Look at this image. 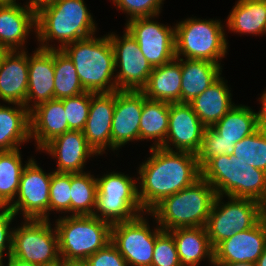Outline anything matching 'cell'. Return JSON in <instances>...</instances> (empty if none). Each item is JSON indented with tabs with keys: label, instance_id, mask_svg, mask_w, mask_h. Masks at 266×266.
Listing matches in <instances>:
<instances>
[{
	"label": "cell",
	"instance_id": "obj_30",
	"mask_svg": "<svg viewBox=\"0 0 266 266\" xmlns=\"http://www.w3.org/2000/svg\"><path fill=\"white\" fill-rule=\"evenodd\" d=\"M227 27L240 34L264 35L266 0H238L227 17Z\"/></svg>",
	"mask_w": 266,
	"mask_h": 266
},
{
	"label": "cell",
	"instance_id": "obj_40",
	"mask_svg": "<svg viewBox=\"0 0 266 266\" xmlns=\"http://www.w3.org/2000/svg\"><path fill=\"white\" fill-rule=\"evenodd\" d=\"M83 264L85 266H128L124 257L111 242L89 256Z\"/></svg>",
	"mask_w": 266,
	"mask_h": 266
},
{
	"label": "cell",
	"instance_id": "obj_10",
	"mask_svg": "<svg viewBox=\"0 0 266 266\" xmlns=\"http://www.w3.org/2000/svg\"><path fill=\"white\" fill-rule=\"evenodd\" d=\"M13 228L11 256L40 266H59L62 261L56 228L50 220L23 219Z\"/></svg>",
	"mask_w": 266,
	"mask_h": 266
},
{
	"label": "cell",
	"instance_id": "obj_12",
	"mask_svg": "<svg viewBox=\"0 0 266 266\" xmlns=\"http://www.w3.org/2000/svg\"><path fill=\"white\" fill-rule=\"evenodd\" d=\"M163 232L160 226L152 231L144 215L111 226V243L124 257L128 266H151L156 238Z\"/></svg>",
	"mask_w": 266,
	"mask_h": 266
},
{
	"label": "cell",
	"instance_id": "obj_47",
	"mask_svg": "<svg viewBox=\"0 0 266 266\" xmlns=\"http://www.w3.org/2000/svg\"><path fill=\"white\" fill-rule=\"evenodd\" d=\"M52 0H29V4L34 7L35 9H37L39 6L47 3V2H50Z\"/></svg>",
	"mask_w": 266,
	"mask_h": 266
},
{
	"label": "cell",
	"instance_id": "obj_35",
	"mask_svg": "<svg viewBox=\"0 0 266 266\" xmlns=\"http://www.w3.org/2000/svg\"><path fill=\"white\" fill-rule=\"evenodd\" d=\"M233 155L254 168L266 172V129L260 126L254 133L234 145Z\"/></svg>",
	"mask_w": 266,
	"mask_h": 266
},
{
	"label": "cell",
	"instance_id": "obj_15",
	"mask_svg": "<svg viewBox=\"0 0 266 266\" xmlns=\"http://www.w3.org/2000/svg\"><path fill=\"white\" fill-rule=\"evenodd\" d=\"M155 17L127 21L126 30L139 44L140 51L152 67L167 64L176 58L175 27L153 21Z\"/></svg>",
	"mask_w": 266,
	"mask_h": 266
},
{
	"label": "cell",
	"instance_id": "obj_24",
	"mask_svg": "<svg viewBox=\"0 0 266 266\" xmlns=\"http://www.w3.org/2000/svg\"><path fill=\"white\" fill-rule=\"evenodd\" d=\"M68 131L71 130L61 99H51L30 110V136L35 139L38 150Z\"/></svg>",
	"mask_w": 266,
	"mask_h": 266
},
{
	"label": "cell",
	"instance_id": "obj_6",
	"mask_svg": "<svg viewBox=\"0 0 266 266\" xmlns=\"http://www.w3.org/2000/svg\"><path fill=\"white\" fill-rule=\"evenodd\" d=\"M64 263H83L111 242V224L93 215H67L55 222Z\"/></svg>",
	"mask_w": 266,
	"mask_h": 266
},
{
	"label": "cell",
	"instance_id": "obj_2",
	"mask_svg": "<svg viewBox=\"0 0 266 266\" xmlns=\"http://www.w3.org/2000/svg\"><path fill=\"white\" fill-rule=\"evenodd\" d=\"M84 0H52L36 9V37L41 49H56L49 41L65 45L89 38L97 27Z\"/></svg>",
	"mask_w": 266,
	"mask_h": 266
},
{
	"label": "cell",
	"instance_id": "obj_42",
	"mask_svg": "<svg viewBox=\"0 0 266 266\" xmlns=\"http://www.w3.org/2000/svg\"><path fill=\"white\" fill-rule=\"evenodd\" d=\"M8 263L6 266H40L35 263H30L28 261L20 260L16 257H13L11 255L8 256ZM0 266H5V264L2 262Z\"/></svg>",
	"mask_w": 266,
	"mask_h": 266
},
{
	"label": "cell",
	"instance_id": "obj_3",
	"mask_svg": "<svg viewBox=\"0 0 266 266\" xmlns=\"http://www.w3.org/2000/svg\"><path fill=\"white\" fill-rule=\"evenodd\" d=\"M217 194L200 177L192 185L165 197L148 215L154 216L163 231L180 227H205Z\"/></svg>",
	"mask_w": 266,
	"mask_h": 266
},
{
	"label": "cell",
	"instance_id": "obj_44",
	"mask_svg": "<svg viewBox=\"0 0 266 266\" xmlns=\"http://www.w3.org/2000/svg\"><path fill=\"white\" fill-rule=\"evenodd\" d=\"M7 212H12L10 204L0 195V214Z\"/></svg>",
	"mask_w": 266,
	"mask_h": 266
},
{
	"label": "cell",
	"instance_id": "obj_18",
	"mask_svg": "<svg viewBox=\"0 0 266 266\" xmlns=\"http://www.w3.org/2000/svg\"><path fill=\"white\" fill-rule=\"evenodd\" d=\"M266 247V226L260 219L252 228L234 233L214 248V263H256Z\"/></svg>",
	"mask_w": 266,
	"mask_h": 266
},
{
	"label": "cell",
	"instance_id": "obj_49",
	"mask_svg": "<svg viewBox=\"0 0 266 266\" xmlns=\"http://www.w3.org/2000/svg\"><path fill=\"white\" fill-rule=\"evenodd\" d=\"M261 219L266 226V203L262 204Z\"/></svg>",
	"mask_w": 266,
	"mask_h": 266
},
{
	"label": "cell",
	"instance_id": "obj_29",
	"mask_svg": "<svg viewBox=\"0 0 266 266\" xmlns=\"http://www.w3.org/2000/svg\"><path fill=\"white\" fill-rule=\"evenodd\" d=\"M12 105L0 104V151L18 149L23 142L31 139L30 110L24 105Z\"/></svg>",
	"mask_w": 266,
	"mask_h": 266
},
{
	"label": "cell",
	"instance_id": "obj_1",
	"mask_svg": "<svg viewBox=\"0 0 266 266\" xmlns=\"http://www.w3.org/2000/svg\"><path fill=\"white\" fill-rule=\"evenodd\" d=\"M151 156L138 167L139 201L150 212L165 197L192 185L201 177L195 154L150 147Z\"/></svg>",
	"mask_w": 266,
	"mask_h": 266
},
{
	"label": "cell",
	"instance_id": "obj_25",
	"mask_svg": "<svg viewBox=\"0 0 266 266\" xmlns=\"http://www.w3.org/2000/svg\"><path fill=\"white\" fill-rule=\"evenodd\" d=\"M181 58L153 67L147 84L141 89L146 98L167 103H181Z\"/></svg>",
	"mask_w": 266,
	"mask_h": 266
},
{
	"label": "cell",
	"instance_id": "obj_20",
	"mask_svg": "<svg viewBox=\"0 0 266 266\" xmlns=\"http://www.w3.org/2000/svg\"><path fill=\"white\" fill-rule=\"evenodd\" d=\"M115 108V92H91V105L83 134L97 156L111 148V126Z\"/></svg>",
	"mask_w": 266,
	"mask_h": 266
},
{
	"label": "cell",
	"instance_id": "obj_27",
	"mask_svg": "<svg viewBox=\"0 0 266 266\" xmlns=\"http://www.w3.org/2000/svg\"><path fill=\"white\" fill-rule=\"evenodd\" d=\"M226 83L223 77L220 76L203 93L189 103L206 127H212L235 106L234 103L232 104V98H230L232 96L231 90H229Z\"/></svg>",
	"mask_w": 266,
	"mask_h": 266
},
{
	"label": "cell",
	"instance_id": "obj_19",
	"mask_svg": "<svg viewBox=\"0 0 266 266\" xmlns=\"http://www.w3.org/2000/svg\"><path fill=\"white\" fill-rule=\"evenodd\" d=\"M47 152L57 160V173H81L86 159L96 156L88 145L83 131H68L47 143L41 151Z\"/></svg>",
	"mask_w": 266,
	"mask_h": 266
},
{
	"label": "cell",
	"instance_id": "obj_41",
	"mask_svg": "<svg viewBox=\"0 0 266 266\" xmlns=\"http://www.w3.org/2000/svg\"><path fill=\"white\" fill-rule=\"evenodd\" d=\"M15 216L13 212L0 214V264L4 261V251L7 250L5 253L8 256L11 254L13 230H11L10 224Z\"/></svg>",
	"mask_w": 266,
	"mask_h": 266
},
{
	"label": "cell",
	"instance_id": "obj_36",
	"mask_svg": "<svg viewBox=\"0 0 266 266\" xmlns=\"http://www.w3.org/2000/svg\"><path fill=\"white\" fill-rule=\"evenodd\" d=\"M71 213V173H52L49 212Z\"/></svg>",
	"mask_w": 266,
	"mask_h": 266
},
{
	"label": "cell",
	"instance_id": "obj_28",
	"mask_svg": "<svg viewBox=\"0 0 266 266\" xmlns=\"http://www.w3.org/2000/svg\"><path fill=\"white\" fill-rule=\"evenodd\" d=\"M221 67L208 60L181 58V103H190L211 86L221 76Z\"/></svg>",
	"mask_w": 266,
	"mask_h": 266
},
{
	"label": "cell",
	"instance_id": "obj_34",
	"mask_svg": "<svg viewBox=\"0 0 266 266\" xmlns=\"http://www.w3.org/2000/svg\"><path fill=\"white\" fill-rule=\"evenodd\" d=\"M20 148L0 151V195L11 204L18 192L22 172L33 159L23 166Z\"/></svg>",
	"mask_w": 266,
	"mask_h": 266
},
{
	"label": "cell",
	"instance_id": "obj_51",
	"mask_svg": "<svg viewBox=\"0 0 266 266\" xmlns=\"http://www.w3.org/2000/svg\"><path fill=\"white\" fill-rule=\"evenodd\" d=\"M16 0H0V5L2 4H16Z\"/></svg>",
	"mask_w": 266,
	"mask_h": 266
},
{
	"label": "cell",
	"instance_id": "obj_16",
	"mask_svg": "<svg viewBox=\"0 0 266 266\" xmlns=\"http://www.w3.org/2000/svg\"><path fill=\"white\" fill-rule=\"evenodd\" d=\"M206 126L189 103H170L167 136L161 148L197 154ZM170 144V145H169ZM172 144V145H171Z\"/></svg>",
	"mask_w": 266,
	"mask_h": 266
},
{
	"label": "cell",
	"instance_id": "obj_50",
	"mask_svg": "<svg viewBox=\"0 0 266 266\" xmlns=\"http://www.w3.org/2000/svg\"><path fill=\"white\" fill-rule=\"evenodd\" d=\"M59 266H85L83 263H64L62 262Z\"/></svg>",
	"mask_w": 266,
	"mask_h": 266
},
{
	"label": "cell",
	"instance_id": "obj_8",
	"mask_svg": "<svg viewBox=\"0 0 266 266\" xmlns=\"http://www.w3.org/2000/svg\"><path fill=\"white\" fill-rule=\"evenodd\" d=\"M136 180L138 178L132 179L114 171L96 178L97 196L93 216L113 225L134 220L144 212L146 214L139 201Z\"/></svg>",
	"mask_w": 266,
	"mask_h": 266
},
{
	"label": "cell",
	"instance_id": "obj_17",
	"mask_svg": "<svg viewBox=\"0 0 266 266\" xmlns=\"http://www.w3.org/2000/svg\"><path fill=\"white\" fill-rule=\"evenodd\" d=\"M143 103L144 94L141 91H115L110 150H118L131 141L140 140Z\"/></svg>",
	"mask_w": 266,
	"mask_h": 266
},
{
	"label": "cell",
	"instance_id": "obj_32",
	"mask_svg": "<svg viewBox=\"0 0 266 266\" xmlns=\"http://www.w3.org/2000/svg\"><path fill=\"white\" fill-rule=\"evenodd\" d=\"M54 99L80 95L83 88L72 60L62 49H54Z\"/></svg>",
	"mask_w": 266,
	"mask_h": 266
},
{
	"label": "cell",
	"instance_id": "obj_45",
	"mask_svg": "<svg viewBox=\"0 0 266 266\" xmlns=\"http://www.w3.org/2000/svg\"><path fill=\"white\" fill-rule=\"evenodd\" d=\"M213 266H256V265L251 262H245V263H214Z\"/></svg>",
	"mask_w": 266,
	"mask_h": 266
},
{
	"label": "cell",
	"instance_id": "obj_22",
	"mask_svg": "<svg viewBox=\"0 0 266 266\" xmlns=\"http://www.w3.org/2000/svg\"><path fill=\"white\" fill-rule=\"evenodd\" d=\"M28 73L25 107L31 110L40 103L54 99V49H41L38 46L33 55L28 56ZM31 101L33 105L29 104Z\"/></svg>",
	"mask_w": 266,
	"mask_h": 266
},
{
	"label": "cell",
	"instance_id": "obj_23",
	"mask_svg": "<svg viewBox=\"0 0 266 266\" xmlns=\"http://www.w3.org/2000/svg\"><path fill=\"white\" fill-rule=\"evenodd\" d=\"M28 55L25 50L8 51L0 65V99L25 106L28 91Z\"/></svg>",
	"mask_w": 266,
	"mask_h": 266
},
{
	"label": "cell",
	"instance_id": "obj_48",
	"mask_svg": "<svg viewBox=\"0 0 266 266\" xmlns=\"http://www.w3.org/2000/svg\"><path fill=\"white\" fill-rule=\"evenodd\" d=\"M9 50L7 48H5L4 46L0 45V65L2 63V60L4 58V56L7 54Z\"/></svg>",
	"mask_w": 266,
	"mask_h": 266
},
{
	"label": "cell",
	"instance_id": "obj_5",
	"mask_svg": "<svg viewBox=\"0 0 266 266\" xmlns=\"http://www.w3.org/2000/svg\"><path fill=\"white\" fill-rule=\"evenodd\" d=\"M62 50L75 65L77 75L86 91H117L114 51L108 35L78 40L65 45Z\"/></svg>",
	"mask_w": 266,
	"mask_h": 266
},
{
	"label": "cell",
	"instance_id": "obj_33",
	"mask_svg": "<svg viewBox=\"0 0 266 266\" xmlns=\"http://www.w3.org/2000/svg\"><path fill=\"white\" fill-rule=\"evenodd\" d=\"M97 196L96 178L89 172L71 173V214L93 215Z\"/></svg>",
	"mask_w": 266,
	"mask_h": 266
},
{
	"label": "cell",
	"instance_id": "obj_46",
	"mask_svg": "<svg viewBox=\"0 0 266 266\" xmlns=\"http://www.w3.org/2000/svg\"><path fill=\"white\" fill-rule=\"evenodd\" d=\"M256 266H266V247L262 252V255L258 258L255 263Z\"/></svg>",
	"mask_w": 266,
	"mask_h": 266
},
{
	"label": "cell",
	"instance_id": "obj_43",
	"mask_svg": "<svg viewBox=\"0 0 266 266\" xmlns=\"http://www.w3.org/2000/svg\"><path fill=\"white\" fill-rule=\"evenodd\" d=\"M262 104V107L259 110L260 112V122L261 126L266 129V91L262 94L261 98H259Z\"/></svg>",
	"mask_w": 266,
	"mask_h": 266
},
{
	"label": "cell",
	"instance_id": "obj_38",
	"mask_svg": "<svg viewBox=\"0 0 266 266\" xmlns=\"http://www.w3.org/2000/svg\"><path fill=\"white\" fill-rule=\"evenodd\" d=\"M151 266H181L175 240L168 231L155 240Z\"/></svg>",
	"mask_w": 266,
	"mask_h": 266
},
{
	"label": "cell",
	"instance_id": "obj_13",
	"mask_svg": "<svg viewBox=\"0 0 266 266\" xmlns=\"http://www.w3.org/2000/svg\"><path fill=\"white\" fill-rule=\"evenodd\" d=\"M122 37L108 34L114 51L116 87L118 90L141 91L153 67L142 54L137 41L125 29Z\"/></svg>",
	"mask_w": 266,
	"mask_h": 266
},
{
	"label": "cell",
	"instance_id": "obj_39",
	"mask_svg": "<svg viewBox=\"0 0 266 266\" xmlns=\"http://www.w3.org/2000/svg\"><path fill=\"white\" fill-rule=\"evenodd\" d=\"M114 4L130 17L127 21L143 17H157L164 0H112Z\"/></svg>",
	"mask_w": 266,
	"mask_h": 266
},
{
	"label": "cell",
	"instance_id": "obj_4",
	"mask_svg": "<svg viewBox=\"0 0 266 266\" xmlns=\"http://www.w3.org/2000/svg\"><path fill=\"white\" fill-rule=\"evenodd\" d=\"M201 177L217 195L266 203V172L247 165L233 154L210 158L201 167Z\"/></svg>",
	"mask_w": 266,
	"mask_h": 266
},
{
	"label": "cell",
	"instance_id": "obj_31",
	"mask_svg": "<svg viewBox=\"0 0 266 266\" xmlns=\"http://www.w3.org/2000/svg\"><path fill=\"white\" fill-rule=\"evenodd\" d=\"M170 103L151 100L145 97L140 121V140L152 139L154 145L161 147L166 139L169 125Z\"/></svg>",
	"mask_w": 266,
	"mask_h": 266
},
{
	"label": "cell",
	"instance_id": "obj_9",
	"mask_svg": "<svg viewBox=\"0 0 266 266\" xmlns=\"http://www.w3.org/2000/svg\"><path fill=\"white\" fill-rule=\"evenodd\" d=\"M261 126L260 112L245 105H235L212 127H206L196 154L200 168L212 157L232 155L234 145Z\"/></svg>",
	"mask_w": 266,
	"mask_h": 266
},
{
	"label": "cell",
	"instance_id": "obj_21",
	"mask_svg": "<svg viewBox=\"0 0 266 266\" xmlns=\"http://www.w3.org/2000/svg\"><path fill=\"white\" fill-rule=\"evenodd\" d=\"M36 33V9L29 3L0 5V45L12 50H25L30 31ZM32 29V30H31Z\"/></svg>",
	"mask_w": 266,
	"mask_h": 266
},
{
	"label": "cell",
	"instance_id": "obj_11",
	"mask_svg": "<svg viewBox=\"0 0 266 266\" xmlns=\"http://www.w3.org/2000/svg\"><path fill=\"white\" fill-rule=\"evenodd\" d=\"M223 196L217 195L213 203L206 230L213 249L222 241L252 228L261 219L262 204L249 198L228 197L224 204Z\"/></svg>",
	"mask_w": 266,
	"mask_h": 266
},
{
	"label": "cell",
	"instance_id": "obj_14",
	"mask_svg": "<svg viewBox=\"0 0 266 266\" xmlns=\"http://www.w3.org/2000/svg\"><path fill=\"white\" fill-rule=\"evenodd\" d=\"M32 159L24 168L19 189L11 204L12 212L23 215L24 219L48 220L50 183L52 173H46Z\"/></svg>",
	"mask_w": 266,
	"mask_h": 266
},
{
	"label": "cell",
	"instance_id": "obj_7",
	"mask_svg": "<svg viewBox=\"0 0 266 266\" xmlns=\"http://www.w3.org/2000/svg\"><path fill=\"white\" fill-rule=\"evenodd\" d=\"M221 20L187 18L175 24V55L185 59L208 60L220 64L228 42ZM219 62V63H218Z\"/></svg>",
	"mask_w": 266,
	"mask_h": 266
},
{
	"label": "cell",
	"instance_id": "obj_37",
	"mask_svg": "<svg viewBox=\"0 0 266 266\" xmlns=\"http://www.w3.org/2000/svg\"><path fill=\"white\" fill-rule=\"evenodd\" d=\"M61 100L63 101L69 129L83 131L89 115L91 92L86 91L80 95Z\"/></svg>",
	"mask_w": 266,
	"mask_h": 266
},
{
	"label": "cell",
	"instance_id": "obj_26",
	"mask_svg": "<svg viewBox=\"0 0 266 266\" xmlns=\"http://www.w3.org/2000/svg\"><path fill=\"white\" fill-rule=\"evenodd\" d=\"M168 232L175 240L181 266H198L205 258L214 265V249L206 227H180Z\"/></svg>",
	"mask_w": 266,
	"mask_h": 266
}]
</instances>
